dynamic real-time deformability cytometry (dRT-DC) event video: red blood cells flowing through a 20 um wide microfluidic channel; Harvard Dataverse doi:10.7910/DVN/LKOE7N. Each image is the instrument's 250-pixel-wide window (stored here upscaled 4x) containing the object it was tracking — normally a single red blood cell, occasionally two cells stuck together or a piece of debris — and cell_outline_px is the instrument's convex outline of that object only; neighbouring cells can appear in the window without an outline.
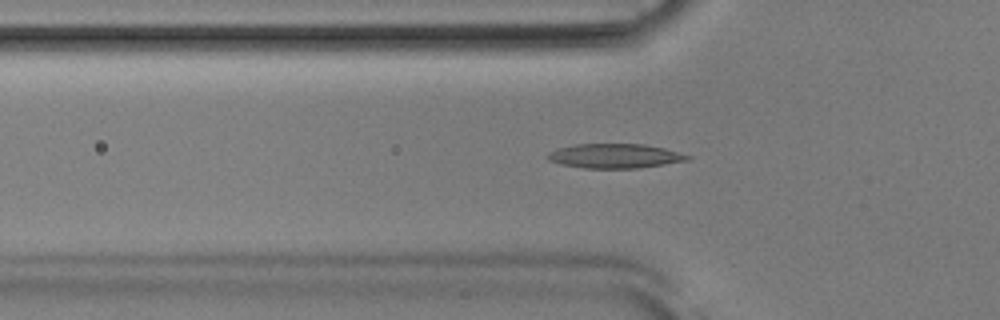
{"species": "Egyptian fruit bat (a non-hibernating species)", "species_latin": "Rousettus aegyptiacus", "temperature_condition": "room temperature", "stored_images_in_passage": 52, "camera_frame_rate_fps": 3000, "um_per_image_px": 0.085, "animal": {"sex": "male"}, "frame": {"image": 1, "passage_image": 17, "time_ms": 5.333, "image_size_px": [1000, 320], "cell_outline_px": [[692, 156], [688, 160], [664, 164], [636, 168], [584, 168], [560, 164], [548, 160], [544, 156], [548, 152], [556, 148], [576, 144], [644, 144], [664, 148]], "centroid_in_image_um": [52.2, 13.25], "position_along_channel_um": 73.6, "area_um2": 19.94}}
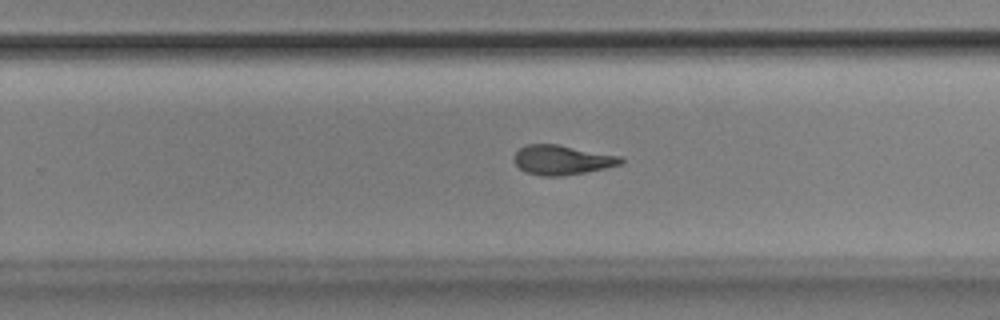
{"frame": {"image": 2, "passage_image": 33, "time_ms": 10.667, "image_size_px": [1000, 320], "cell_outline_px": [[624, 160], [620, 164], [604, 168], [584, 172], [560, 176], [540, 176], [524, 172], [512, 160], [512, 156], [520, 148], [528, 144], [556, 144], [620, 156]], "centroid_in_image_um": [47.7, 13.6], "position_along_channel_um": 282.1, "area_um2": 18.26}}
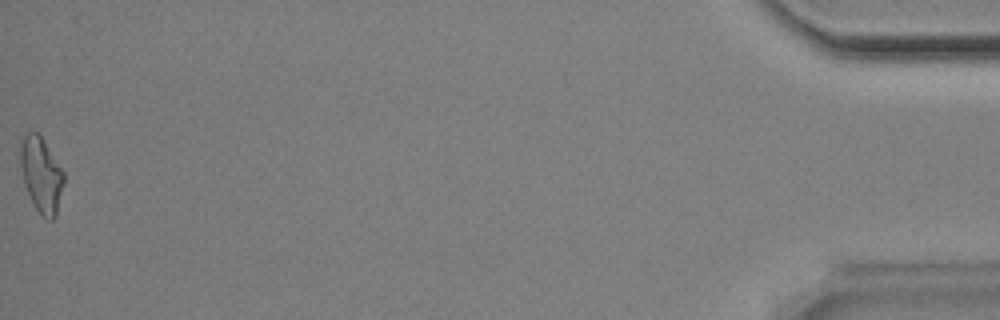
{"frame": {"image": 3, "passage_image": 52, "time_ms": 17.0, "image_size_px": [1000, 320], "cell_outline_px": [[64, 184], [56, 216], [52, 220], [48, 220], [36, 208], [24, 184], [20, 168], [20, 144], [24, 136], [28, 132], [36, 132], [40, 136], [64, 172]], "centroid_in_image_um": [3.51, 14.86], "position_along_channel_um": 431.7, "area_um2": 18.73}, "authors_computed_cell_mechanics": {"area_um2": 18.5827, "velocity_mm_per_s": 3.9075, "shape_relaxation_time_tau1_ms": 11.024, "shape_relaxation_time_tau2_ms": 2.8425, "deformation_change_tau1": 0.3042, "deformation_change_tau2": 0.1146}}